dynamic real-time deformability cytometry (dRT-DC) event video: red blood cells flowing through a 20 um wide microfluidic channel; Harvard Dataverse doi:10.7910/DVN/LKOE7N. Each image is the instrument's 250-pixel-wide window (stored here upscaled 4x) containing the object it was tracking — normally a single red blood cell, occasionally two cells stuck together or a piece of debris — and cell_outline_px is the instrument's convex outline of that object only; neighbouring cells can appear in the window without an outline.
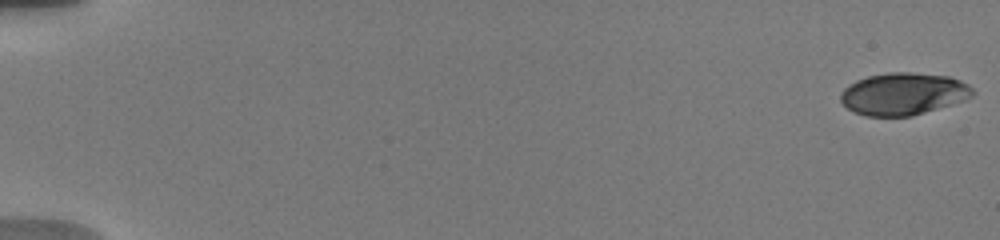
{"species": "human", "species_latin": "Homo sapiens", "temperature_condition": "warm", "stored_images_in_passage": 6, "camera_frame_rate_fps": 3000, "um_per_image_px": 0.085, "donor": {"sex": "male"}, "frame": {"image": 1, "passage_image": 1, "time_ms": 0.0, "image_size_px": [1000, 240], "cell_outline_px": [[976, 92], [972, 96], [964, 100], [912, 116], [868, 116], [856, 112], [848, 108], [840, 100], [840, 92], [848, 84], [856, 80], [868, 76], [888, 72], [912, 72], [948, 76], [960, 80], [968, 84]], "centroid_in_image_um": [76.78, 7.96], "position_along_channel_um": 8.2, "area_um2": 32.48}}
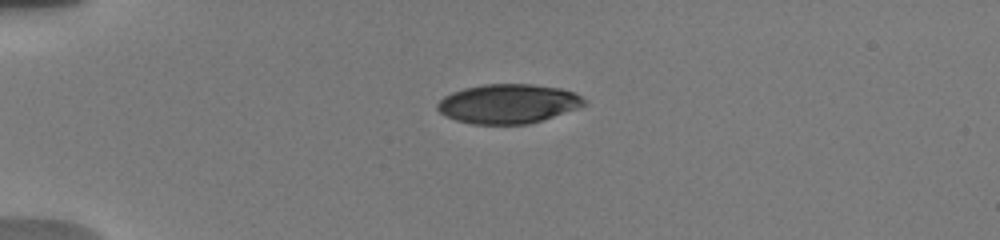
{"frame": {"image": 2, "passage_image": 5, "time_ms": 4.667, "image_size_px": [1000, 240], "cell_outline_px": [[588, 104], [528, 124], [472, 124], [456, 120], [440, 112], [436, 108], [436, 104], [444, 96], [452, 92], [464, 88], [484, 84], [532, 84], [560, 88], [576, 92], [588, 100]], "centroid_in_image_um": [43.2, 8.8], "position_along_channel_um": 41.8, "area_um2": 33.58}}